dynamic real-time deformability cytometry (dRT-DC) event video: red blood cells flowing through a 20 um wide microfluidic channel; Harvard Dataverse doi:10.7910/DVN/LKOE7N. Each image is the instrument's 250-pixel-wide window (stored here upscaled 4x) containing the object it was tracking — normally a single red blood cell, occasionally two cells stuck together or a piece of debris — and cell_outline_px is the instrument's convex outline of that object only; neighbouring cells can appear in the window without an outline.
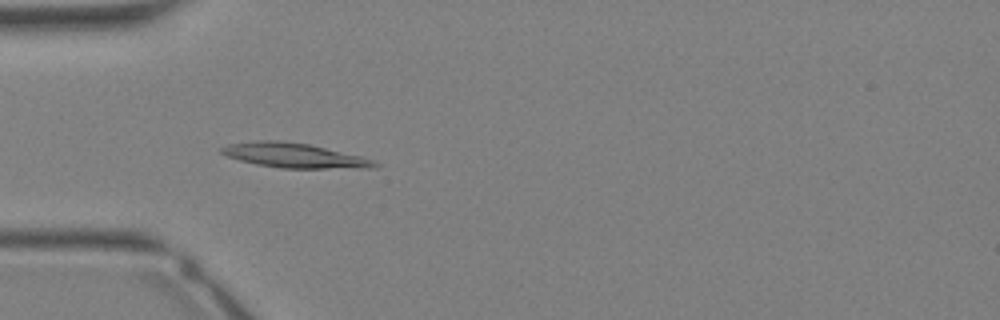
{"species": "Egyptian fruit bat (a non-hibernating species)", "species_latin": "Rousettus aegyptiacus", "temperature_condition": "warm", "stored_images_in_passage": 34, "camera_frame_rate_fps": 3000, "um_per_image_px": 0.085, "animal": {"sex": "female"}, "frame": {"image": 1, "passage_image": 10, "time_ms": 3.0, "image_size_px": [1000, 320], "cell_outline_px": [[380, 164], [376, 168], [284, 168], [256, 164], [240, 160], [228, 156], [220, 152], [220, 148], [228, 144], [252, 140], [280, 140], [308, 144], [360, 156], [372, 160]], "centroid_in_image_um": [24.98, 13.21], "position_along_channel_um": 60.0, "area_um2": 21.85}}
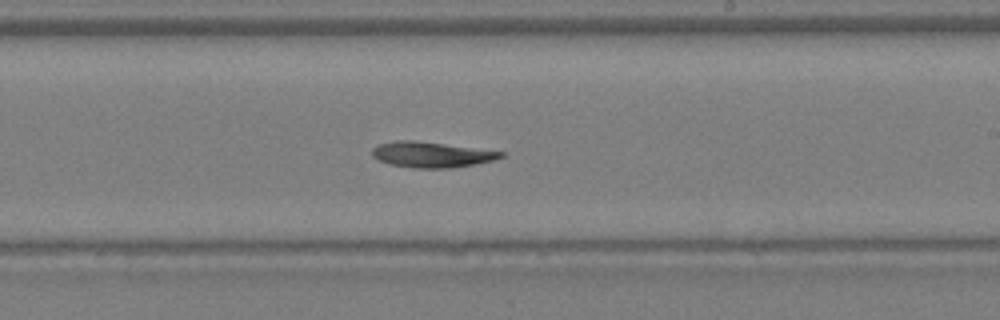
{"frame": {"image": 2, "passage_image": 20, "time_ms": 6.333, "image_size_px": [1000, 320], "cell_outline_px": [[504, 156], [492, 160], [476, 164], [452, 168], [412, 168], [392, 164], [380, 160], [372, 156], [372, 148], [376, 144], [396, 140], [416, 140], [504, 152]], "centroid_in_image_um": [36.64, 13.13], "position_along_channel_um": 252.4, "area_um2": 19.13}}
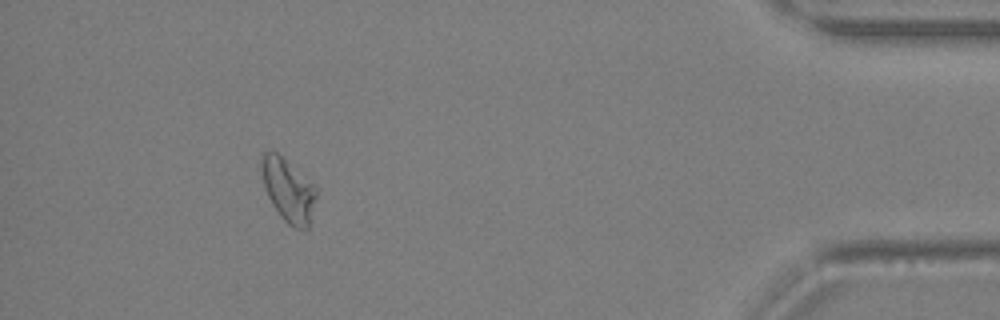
{"frame": {"image": 3, "passage_image": 31, "time_ms": 10.0, "image_size_px": [1000, 320], "cell_outline_px": [[316, 196], [308, 228], [296, 228], [288, 224], [280, 216], [272, 204], [264, 188], [260, 168], [260, 156], [264, 152], [276, 152], [312, 184], [316, 188]], "centroid_in_image_um": [24.45, 16.16], "position_along_channel_um": 410.8, "area_um2": 19.71}}